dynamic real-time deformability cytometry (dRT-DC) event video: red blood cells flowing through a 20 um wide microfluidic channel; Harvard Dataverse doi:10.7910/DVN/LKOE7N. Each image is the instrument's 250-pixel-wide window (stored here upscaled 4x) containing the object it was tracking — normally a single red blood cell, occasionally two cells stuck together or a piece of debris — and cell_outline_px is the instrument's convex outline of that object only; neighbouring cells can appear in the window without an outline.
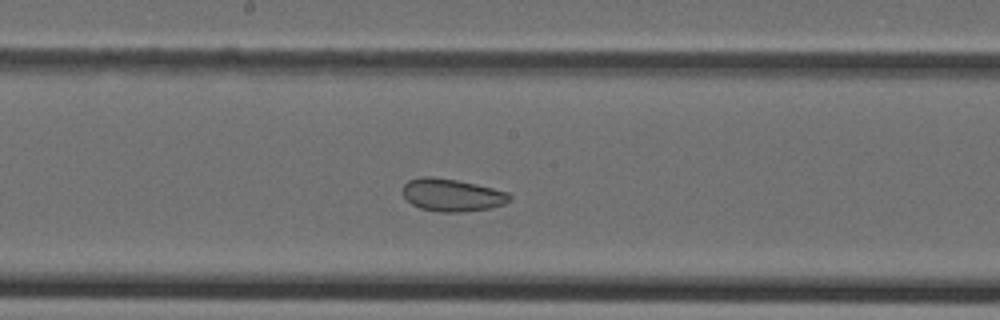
{"species": "Egyptian fruit bat (a non-hibernating species)", "species_latin": "Rousettus aegyptiacus", "temperature_condition": "cold", "stored_images_in_passage": 41, "camera_frame_rate_fps": 3000, "um_per_image_px": 0.085, "animal": {"sex": "female"}, "frame": {"image": 1, "passage_image": 20, "time_ms": 6.333, "image_size_px": [1000, 320], "cell_outline_px": [[512, 200], [504, 204], [488, 208], [460, 212], [440, 212], [420, 208], [412, 204], [400, 192], [404, 184], [408, 180], [420, 176], [432, 176], [456, 180], [476, 184], [508, 192], [512, 196]], "centroid_in_image_um": [38.39, 16.57], "position_along_channel_um": 209.8, "area_um2": 20.4}}
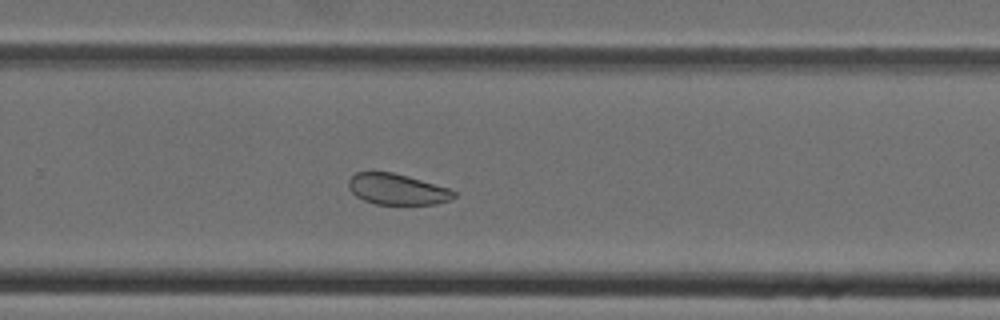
{"frame": {"image": 2, "passage_image": 26, "time_ms": 8.333, "image_size_px": [1000, 320], "cell_outline_px": [[456, 196], [448, 200], [436, 204], [376, 204], [364, 200], [356, 196], [348, 188], [348, 180], [356, 172], [392, 172], [408, 176], [452, 188], [456, 192]], "centroid_in_image_um": [33.78, 16.08], "position_along_channel_um": 296.0, "area_um2": 19.07}}
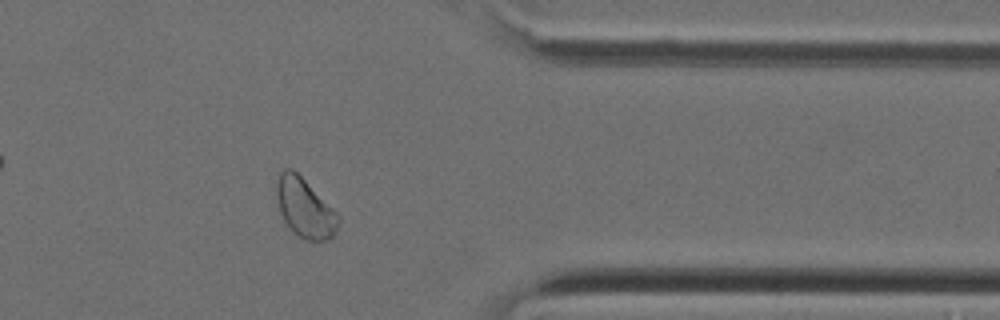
{"frame": {"image": 3, "passage_image": 33, "time_ms": 10.667, "image_size_px": [1000, 320], "cell_outline_px": [[340, 220], [332, 236], [328, 240], [304, 240], [292, 232], [284, 220], [280, 212], [276, 196], [276, 184], [280, 172], [284, 168], [292, 168], [340, 216]], "centroid_in_image_um": [25.88, 17.69], "position_along_channel_um": 385.5, "area_um2": 20.98}}